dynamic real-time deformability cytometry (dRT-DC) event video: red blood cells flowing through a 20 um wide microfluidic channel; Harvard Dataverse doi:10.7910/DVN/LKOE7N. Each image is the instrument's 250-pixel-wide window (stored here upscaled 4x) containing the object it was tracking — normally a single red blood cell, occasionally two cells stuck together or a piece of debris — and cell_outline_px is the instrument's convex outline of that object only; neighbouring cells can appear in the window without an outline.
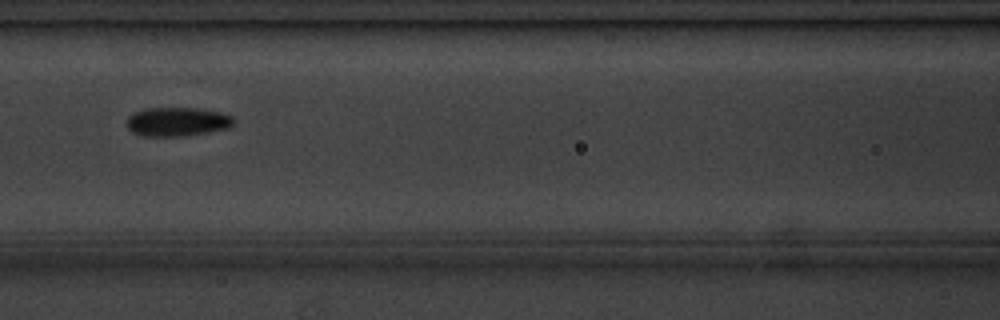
{"species": "common noctule bat (a hibernating species)", "species_latin": "Nyctalus noctula", "temperature_condition": "cold", "stored_images_in_passage": 12, "camera_frame_rate_fps": 3000, "um_per_image_px": 0.085, "animal": {"sex": "male", "body_mass_g": 20.1, "forearm_length_mm": 53.5}, "frame": {"image": 1, "passage_image": 4, "time_ms": 4.333, "image_size_px": [1000, 320], "cell_outline_px": [[236, 120], [228, 128], [208, 132], [184, 136], [144, 136], [132, 132], [124, 124], [128, 116], [132, 112], [144, 108], [196, 108], [220, 112], [232, 116]], "centroid_in_image_um": [15.02, 10.34], "position_along_channel_um": 151.6, "area_um2": 18.26}}
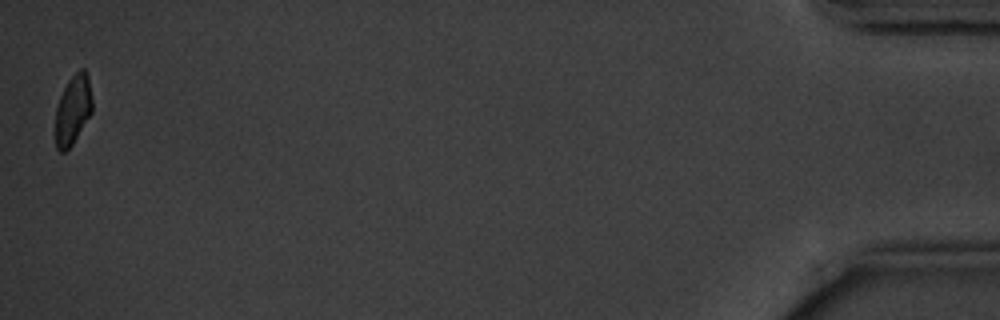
{"frame": {"image": 2, "passage_image": 12, "time_ms": 14.667, "image_size_px": [1000, 320], "cell_outline_px": [[92, 112], [72, 144], [64, 152], [60, 152], [56, 148], [56, 108], [60, 96], [68, 80], [80, 68], [84, 68], [88, 76], [92, 96]], "centroid_in_image_um": [6.21, 9.31], "position_along_channel_um": 429.0, "area_um2": 14.8}, "authors_computed_cell_mechanics": {"area_um2": 17.629, "velocity_mm_per_s": 3.5821, "shape_relaxation_time_tau1_ms": 1.4829, "shape_relaxation_time_tau2_ms": null, "deformation_change_tau1": 0.0552, "deformation_change_tau2": null}}